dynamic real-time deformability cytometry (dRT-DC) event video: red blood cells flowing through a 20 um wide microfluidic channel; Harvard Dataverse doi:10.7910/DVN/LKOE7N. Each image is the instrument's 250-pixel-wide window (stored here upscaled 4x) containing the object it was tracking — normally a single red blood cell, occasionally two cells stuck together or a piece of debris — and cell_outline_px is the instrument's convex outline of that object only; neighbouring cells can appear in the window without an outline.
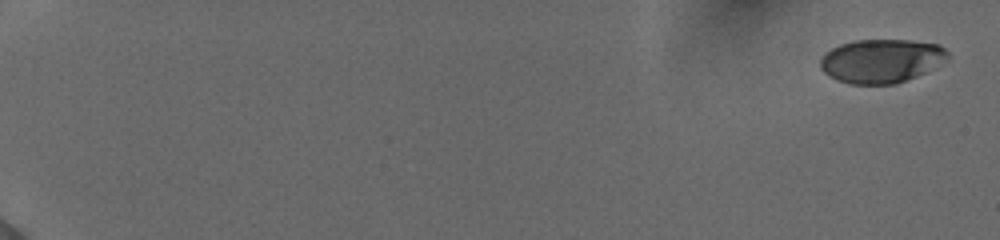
{"species": "human", "species_latin": "Homo sapiens", "temperature_condition": "cold", "stored_images_in_passage": 24, "camera_frame_rate_fps": 3000, "um_per_image_px": 0.085, "donor": {"sex": "female"}, "frame": {"image": 1, "passage_image": 1, "time_ms": 0.0, "image_size_px": [1000, 240], "cell_outline_px": [[948, 56], [924, 72], [916, 76], [896, 84], [848, 84], [836, 80], [828, 76], [820, 68], [820, 60], [832, 48], [840, 44], [856, 40], [908, 40], [936, 44], [944, 48], [948, 52]], "centroid_in_image_um": [74.84, 5.18], "position_along_channel_um": 10.2, "area_um2": 32.02}}
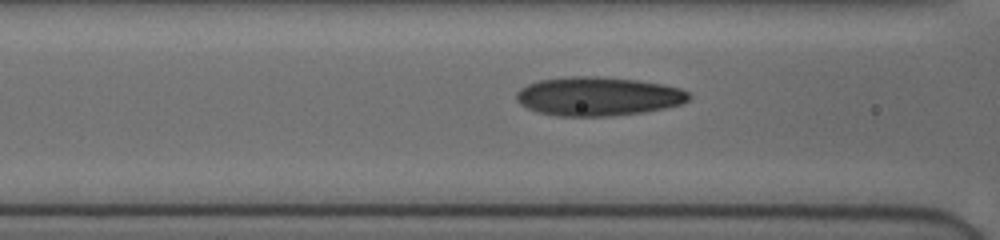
{"frame": {"image": 2, "passage_image": 21, "time_ms": 6.667, "image_size_px": [1000, 240], "cell_outline_px": [[692, 96], [688, 100], [680, 104], [664, 108], [644, 112], [612, 116], [556, 116], [536, 112], [520, 104], [516, 100], [516, 92], [520, 88], [536, 80], [564, 76], [604, 76], [636, 80], [664, 84], [680, 88], [688, 92]], "centroid_in_image_um": [50.8, 8.18], "position_along_channel_um": 115.8, "area_um2": 39.54}}
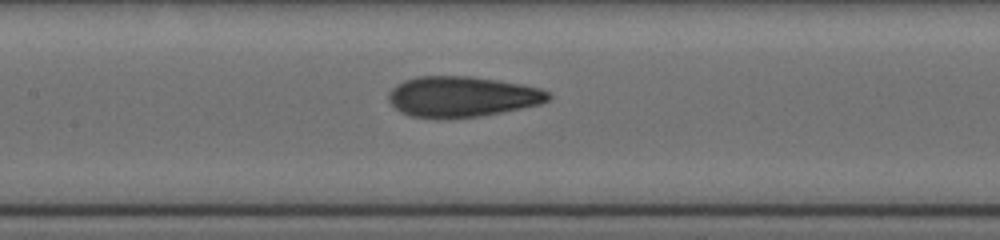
{"frame": {"image": 3, "passage_image": 24, "time_ms": 7.667, "image_size_px": [1000, 240], "cell_outline_px": [[552, 96], [548, 100], [540, 104], [480, 116], [448, 120], [436, 120], [408, 116], [400, 112], [388, 100], [388, 92], [396, 84], [404, 80], [416, 76], [468, 76], [496, 80], [520, 84], [540, 88], [548, 92]], "centroid_in_image_um": [39.2, 8.24], "position_along_channel_um": 168.2, "area_um2": 38.26}}